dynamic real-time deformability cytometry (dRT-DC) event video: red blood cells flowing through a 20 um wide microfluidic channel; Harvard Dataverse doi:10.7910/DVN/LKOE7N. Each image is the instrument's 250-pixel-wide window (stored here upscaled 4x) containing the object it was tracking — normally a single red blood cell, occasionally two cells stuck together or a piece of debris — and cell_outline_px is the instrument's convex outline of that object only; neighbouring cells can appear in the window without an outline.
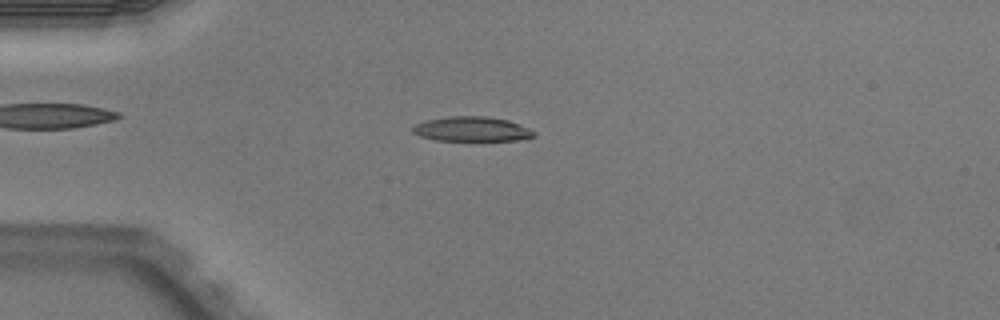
{"species": "Egyptian fruit bat (a non-hibernating species)", "species_latin": "Rousettus aegyptiacus", "temperature_condition": "warm", "stored_images_in_passage": 5, "camera_frame_rate_fps": 3000, "um_per_image_px": 0.085, "animal": {"sex": "male"}, "frame": {"image": 1, "passage_image": 3, "time_ms": 0.667, "image_size_px": [1000, 320], "cell_outline_px": [[536, 136], [528, 140], [436, 140], [420, 136], [412, 132], [412, 128], [416, 124], [428, 120], [448, 116], [484, 116], [508, 120], [528, 128], [536, 132]], "centroid_in_image_um": [40.15, 10.98], "position_along_channel_um": 44.8, "area_um2": 17.4}}
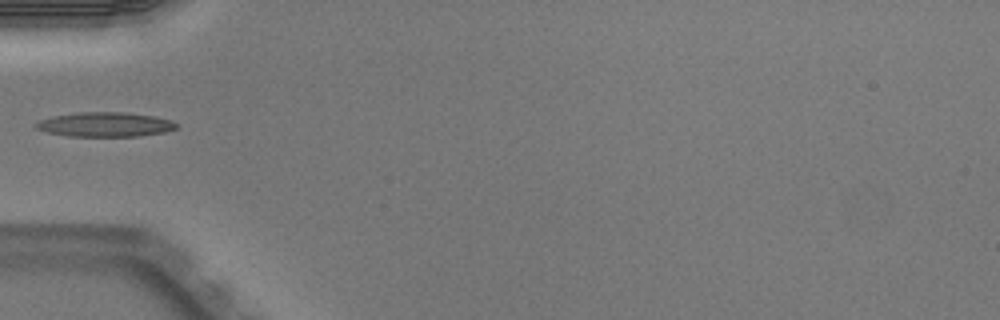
{"frame": {"image": 2, "passage_image": 4, "time_ms": 1.0, "image_size_px": [1000, 320], "cell_outline_px": [[180, 128], [164, 132], [140, 136], [68, 136], [48, 132], [36, 128], [32, 124], [40, 120], [56, 116], [80, 112], [124, 112], [152, 116], [172, 120], [180, 124]], "centroid_in_image_um": [9.0, 10.58], "position_along_channel_um": 76.0, "area_um2": 20.06}}